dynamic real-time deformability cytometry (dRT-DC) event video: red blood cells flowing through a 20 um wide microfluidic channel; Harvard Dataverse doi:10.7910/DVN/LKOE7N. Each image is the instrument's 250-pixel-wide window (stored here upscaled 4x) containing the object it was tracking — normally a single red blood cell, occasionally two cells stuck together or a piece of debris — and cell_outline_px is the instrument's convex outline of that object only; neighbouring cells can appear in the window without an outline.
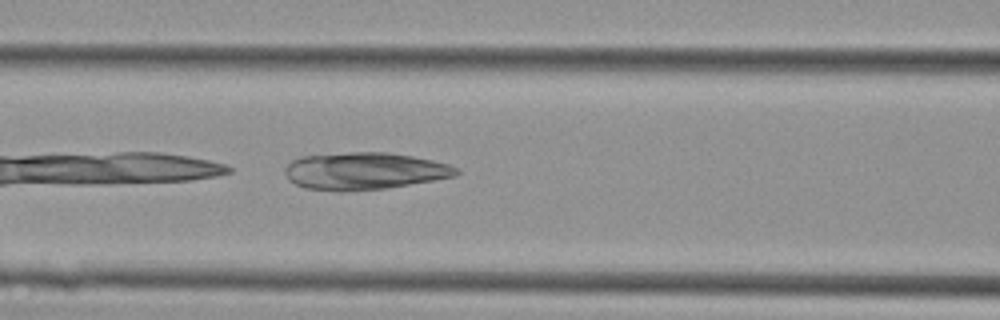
{"species": "Egyptian fruit bat (a non-hibernating species)", "species_latin": "Rousettus aegyptiacus", "temperature_condition": "cold", "stored_images_in_passage": 29, "camera_frame_rate_fps": 3000, "um_per_image_px": 0.085, "animal": {"sex": "female"}, "frame": {"image": 1, "passage_image": 5, "time_ms": 1.333, "image_size_px": [1000, 320], "cell_outline_px": [[460, 172], [456, 176], [384, 188], [344, 192], [304, 188], [288, 180], [284, 172], [284, 168], [292, 160], [300, 156], [348, 152], [388, 152], [412, 156], [432, 160], [448, 164], [456, 168]], "centroid_in_image_um": [30.91, 14.53], "position_along_channel_um": 135.7, "area_um2": 37.17}}
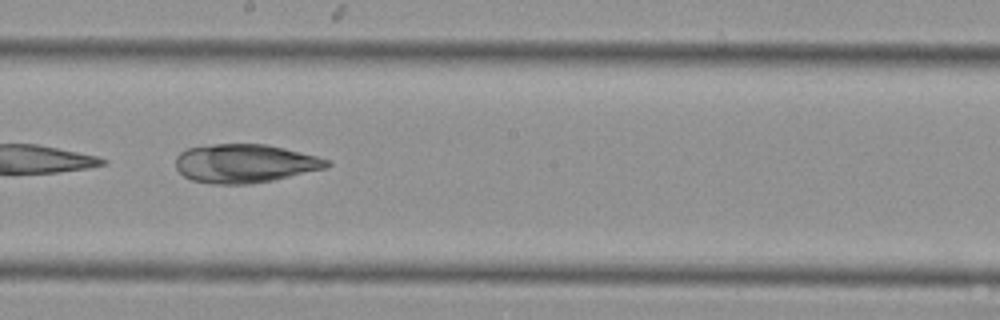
{"frame": {"image": 2, "passage_image": 11, "time_ms": 3.333, "image_size_px": [1000, 320], "cell_outline_px": [[332, 164], [324, 168], [272, 180], [248, 184], [212, 184], [192, 180], [184, 176], [176, 168], [176, 156], [180, 152], [188, 148], [212, 144], [268, 144], [332, 160]], "centroid_in_image_um": [20.79, 13.89], "position_along_channel_um": 227.4, "area_um2": 33.93}}
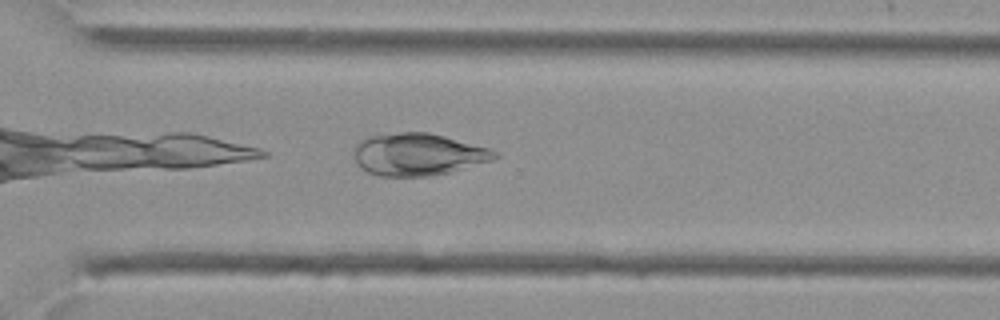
{"frame": {"image": 3, "passage_image": 18, "time_ms": 5.667, "image_size_px": [1000, 320], "cell_outline_px": [[500, 156], [492, 160], [448, 172], [428, 176], [380, 176], [368, 172], [356, 160], [352, 152], [352, 148], [360, 140], [368, 136], [400, 132], [428, 132], [444, 136], [488, 148], [496, 152]], "centroid_in_image_um": [35.49, 13.11], "position_along_channel_um": 335.1, "area_um2": 34.33}}